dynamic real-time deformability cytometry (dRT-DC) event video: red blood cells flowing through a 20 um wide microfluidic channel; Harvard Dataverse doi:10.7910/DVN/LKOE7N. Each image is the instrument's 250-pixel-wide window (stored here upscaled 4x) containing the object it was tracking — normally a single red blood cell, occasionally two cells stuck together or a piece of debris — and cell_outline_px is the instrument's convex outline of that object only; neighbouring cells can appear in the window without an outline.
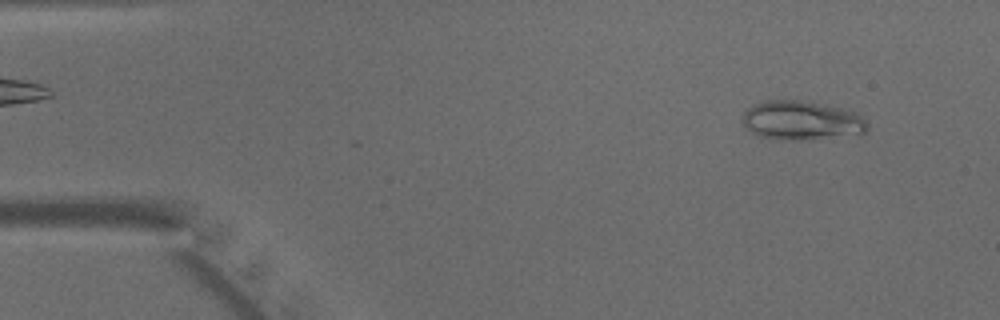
{"species": "common noctule bat (a hibernating species)", "species_latin": "Nyctalus noctula", "temperature_condition": "warm", "stored_images_in_passage": 47, "camera_frame_rate_fps": 3000, "um_per_image_px": 0.085, "animal": {"sex": "male", "body_mass_g": 15.6}, "frame": {"image": 1, "passage_image": 4, "time_ms": 1.0, "image_size_px": [1000, 320], "cell_outline_px": [[868, 128], [864, 132], [812, 140], [776, 140], [760, 136], [752, 132], [740, 120], [744, 112], [748, 108], [764, 100], [800, 100], [840, 108], [852, 112], [860, 116], [868, 124]], "centroid_in_image_um": [68.07, 10.25], "position_along_channel_um": 16.9, "area_um2": 28.21}}
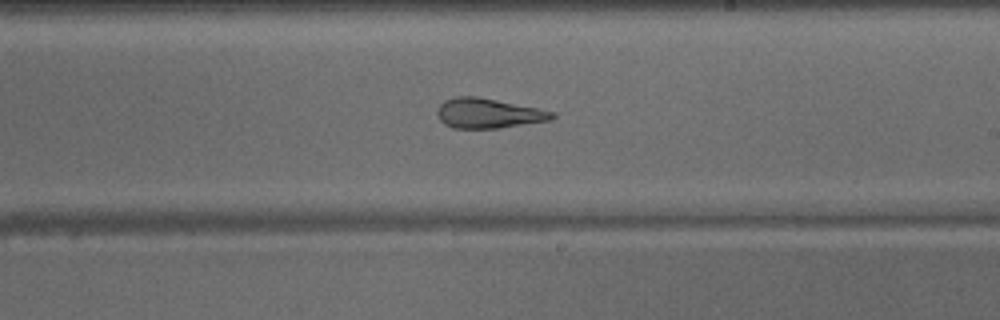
{"frame": {"image": 2, "passage_image": 27, "time_ms": 8.667, "image_size_px": [1000, 320], "cell_outline_px": [[556, 116], [552, 120], [496, 128], [452, 128], [444, 124], [440, 120], [436, 112], [440, 104], [444, 100], [456, 96], [476, 96], [556, 112]], "centroid_in_image_um": [41.48, 9.63], "position_along_channel_um": 247.5, "area_um2": 19.88}}
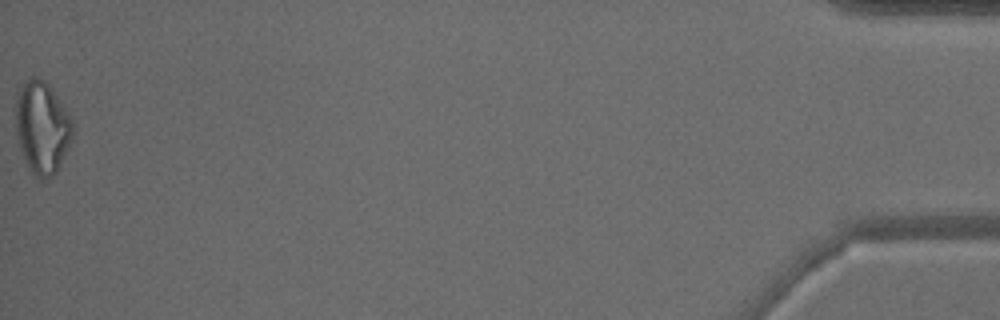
{"frame": {"image": 3, "passage_image": 47, "time_ms": 15.333, "image_size_px": [1000, 320], "cell_outline_px": [[72, 136], [68, 148], [56, 172], [40, 180], [36, 180], [24, 160], [20, 148], [16, 132], [16, 100], [24, 80], [32, 76], [36, 76], [44, 80], [48, 84], [68, 112], [72, 120]], "centroid_in_image_um": [3.56, 10.83], "position_along_channel_um": 431.6, "area_um2": 30.46}}